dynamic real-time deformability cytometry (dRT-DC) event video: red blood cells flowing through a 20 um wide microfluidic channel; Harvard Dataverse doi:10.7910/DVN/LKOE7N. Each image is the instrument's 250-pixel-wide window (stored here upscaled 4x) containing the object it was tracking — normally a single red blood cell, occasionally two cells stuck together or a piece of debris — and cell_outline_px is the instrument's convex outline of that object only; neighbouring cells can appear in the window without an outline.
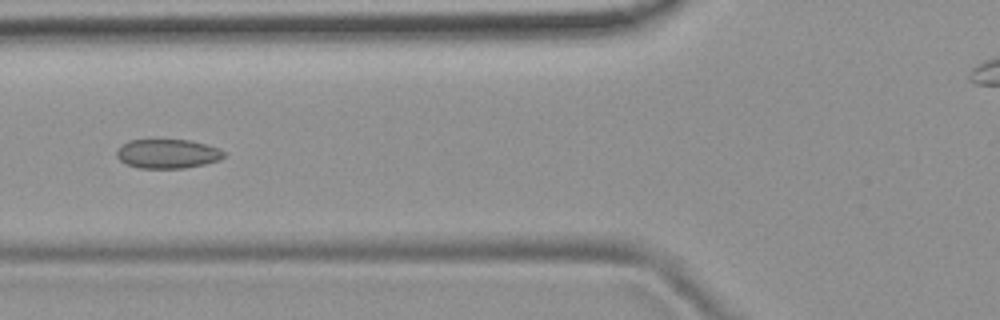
{"species": "common noctule bat (a hibernating species)", "species_latin": "Nyctalus noctula", "temperature_condition": "room temperature", "stored_images_in_passage": 7, "camera_frame_rate_fps": 3000, "um_per_image_px": 0.085, "animal": {"sex": "female", "body_mass_g": 19.9}, "frame": {"image": 1, "passage_image": 7, "time_ms": 6.667, "image_size_px": [1000, 320], "cell_outline_px": [[224, 156], [220, 160], [204, 164], [184, 168], [140, 168], [128, 164], [120, 160], [116, 156], [116, 148], [120, 144], [128, 140], [188, 140], [220, 148], [224, 152]], "centroid_in_image_um": [14.21, 13.06], "position_along_channel_um": 111.6, "area_um2": 18.26}}